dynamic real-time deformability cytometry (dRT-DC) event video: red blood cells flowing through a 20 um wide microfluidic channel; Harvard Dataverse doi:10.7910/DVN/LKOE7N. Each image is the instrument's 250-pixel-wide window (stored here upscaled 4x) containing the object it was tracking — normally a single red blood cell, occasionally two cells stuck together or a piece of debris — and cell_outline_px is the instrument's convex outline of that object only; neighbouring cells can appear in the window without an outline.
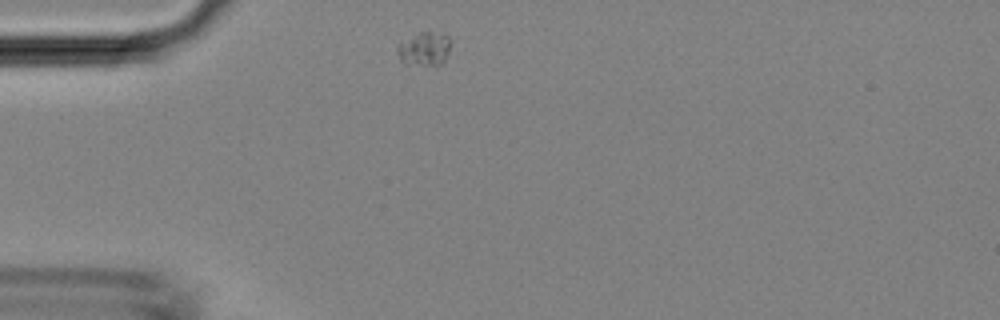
{"species": "Egyptian fruit bat (a non-hibernating species)", "species_latin": "Rousettus aegyptiacus", "temperature_condition": "room temperature", "stored_images_in_passage": 36, "camera_frame_rate_fps": 3000, "um_per_image_px": 0.085, "animal": {"sex": "female"}, "frame": {"image": 1, "passage_image": 1, "time_ms": 0.0, "image_size_px": [1000, 320], "cell_outline_px": [[448, 52], [444, 64], [404, 64], [400, 60], [396, 52], [396, 48], [400, 44], [420, 32], [432, 32], [448, 36]], "centroid_in_image_um": [36.05, 4.18], "position_along_channel_um": 49.0, "area_um2": 10.06}}
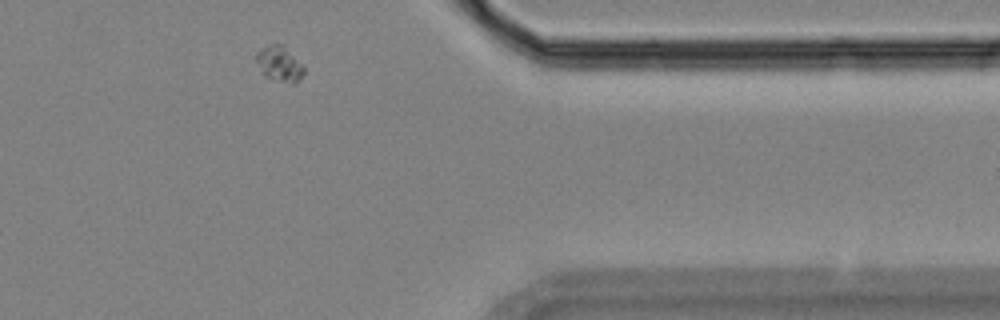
{"frame": {"image": 2, "passage_image": 28, "time_ms": 9.0, "image_size_px": [1000, 320], "cell_outline_px": [[304, 72], [300, 80], [296, 84], [292, 84], [264, 76], [260, 72], [256, 60], [256, 52], [260, 48], [272, 44], [284, 44], [304, 64]], "centroid_in_image_um": [23.78, 5.41], "position_along_channel_um": 387.6, "area_um2": 10.17}}
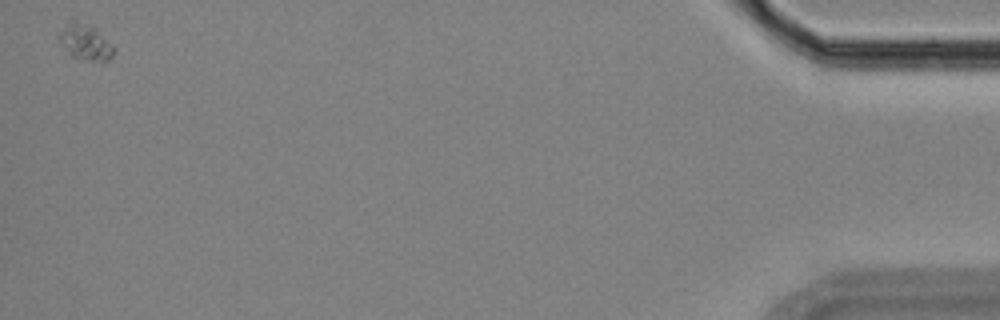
{"frame": {"image": 3, "passage_image": 36, "time_ms": 11.667, "image_size_px": [1000, 320], "cell_outline_px": [[116, 52], [104, 64], [84, 60], [72, 56], [68, 52], [60, 40], [60, 32], [64, 28], [88, 24], [112, 44], [116, 48]], "centroid_in_image_um": [7.39, 3.74], "position_along_channel_um": 427.8, "area_um2": 10.64}}